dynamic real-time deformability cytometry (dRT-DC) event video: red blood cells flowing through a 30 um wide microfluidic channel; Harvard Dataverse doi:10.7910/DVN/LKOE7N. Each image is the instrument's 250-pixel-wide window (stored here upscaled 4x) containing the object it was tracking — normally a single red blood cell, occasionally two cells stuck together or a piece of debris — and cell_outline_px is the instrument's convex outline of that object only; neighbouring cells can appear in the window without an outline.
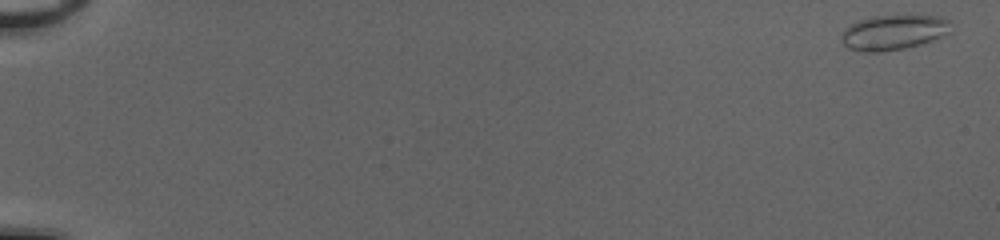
{"species": "common noctule bat (a hibernating species)", "species_latin": "Nyctalus noctula", "temperature_condition": "cold", "stored_images_in_passage": 52, "camera_frame_rate_fps": 3000, "um_per_image_px": 0.085, "animal": {"sex": "female", "body_mass_g": 20.0, "forearm_length_mm": 54.0}, "frame": {"image": 1, "passage_image": 1, "time_ms": 0.0, "image_size_px": [1000, 240], "cell_outline_px": [[952, 32], [944, 36], [920, 44], [904, 48], [876, 52], [864, 52], [848, 48], [840, 40], [840, 36], [844, 28], [860, 20], [872, 16], [940, 16], [948, 20]], "centroid_in_image_um": [75.94, 2.75], "position_along_channel_um": 9.1, "area_um2": 22.25}}
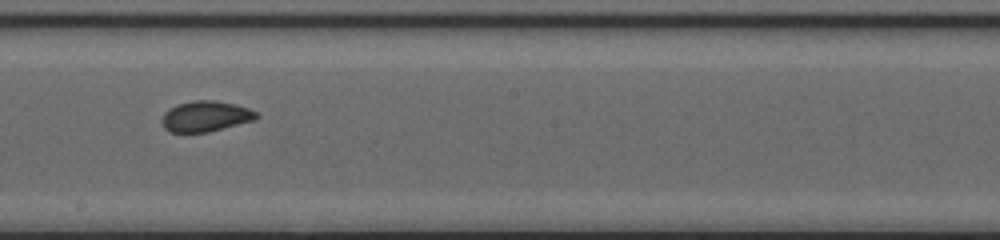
{"frame": {"image": 2, "passage_image": 32, "time_ms": 10.333, "image_size_px": [1000, 240], "cell_outline_px": [[260, 116], [256, 120], [208, 132], [168, 132], [164, 128], [160, 120], [164, 112], [168, 108], [176, 104], [192, 100], [216, 100], [236, 104], [248, 108], [256, 112]], "centroid_in_image_um": [17.46, 9.88], "position_along_channel_um": 230.7, "area_um2": 17.22}}
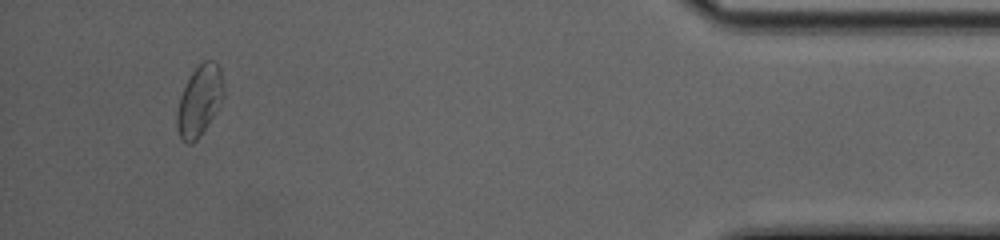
{"frame": {"image": 3, "passage_image": 50, "time_ms": 16.333, "image_size_px": [1000, 240], "cell_outline_px": [[224, 96], [200, 136], [192, 144], [188, 144], [180, 136], [176, 128], [176, 112], [180, 96], [192, 72], [204, 60], [216, 60], [220, 68], [224, 88]], "centroid_in_image_um": [16.95, 8.54], "position_along_channel_um": 418.3, "area_um2": 18.96}}